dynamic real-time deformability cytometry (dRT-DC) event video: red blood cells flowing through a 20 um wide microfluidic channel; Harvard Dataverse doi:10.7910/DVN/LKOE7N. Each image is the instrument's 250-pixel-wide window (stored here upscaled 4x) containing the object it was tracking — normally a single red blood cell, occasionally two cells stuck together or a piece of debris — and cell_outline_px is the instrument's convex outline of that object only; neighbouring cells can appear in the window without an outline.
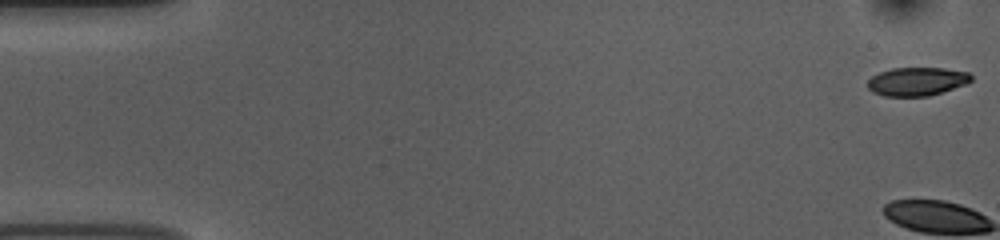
{"species": "common noctule bat (a hibernating species)", "species_latin": "Nyctalus noctula", "temperature_condition": "room temperature", "stored_images_in_passage": 55, "camera_frame_rate_fps": 3000, "um_per_image_px": 0.085, "animal": {"sex": "female", "body_mass_g": 10.0, "forearm_length_mm": 53.1}, "frame": {"image": 1, "passage_image": 1, "time_ms": 0.0, "image_size_px": [1000, 240], "cell_outline_px": [[972, 80], [964, 84], [928, 96], [884, 96], [872, 92], [868, 88], [868, 80], [872, 76], [880, 72], [892, 68], [944, 68], [968, 72], [972, 76]], "centroid_in_image_um": [77.9, 6.92], "position_along_channel_um": 7.1, "area_um2": 16.99}}
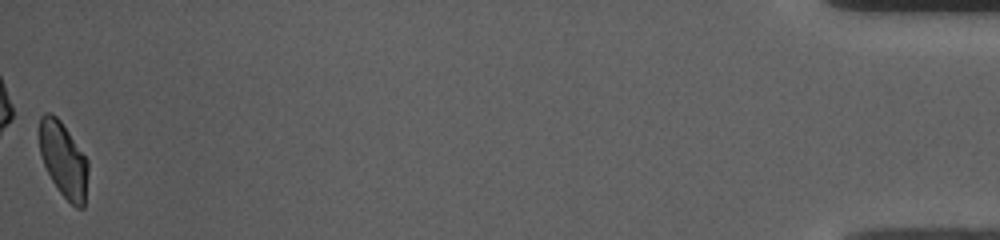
{"frame": {"image": 2, "passage_image": 55, "time_ms": 18.0, "image_size_px": [1000, 240], "cell_outline_px": [[88, 172], [84, 208], [76, 208], [60, 192], [52, 180], [44, 164], [40, 152], [40, 116], [44, 112], [52, 112], [60, 120], [88, 160]], "centroid_in_image_um": [5.4, 13.57], "position_along_channel_um": 429.8, "area_um2": 21.1}, "authors_computed_cell_mechanics": {"area_um2": 23.1778, "velocity_mm_per_s": 3.7136, "shape_relaxation_time_tau1_ms": 5.6983, "shape_relaxation_time_tau2_ms": 4.1768, "deformation_change_tau1": 0.1243, "deformation_change_tau2": 0.0841}}